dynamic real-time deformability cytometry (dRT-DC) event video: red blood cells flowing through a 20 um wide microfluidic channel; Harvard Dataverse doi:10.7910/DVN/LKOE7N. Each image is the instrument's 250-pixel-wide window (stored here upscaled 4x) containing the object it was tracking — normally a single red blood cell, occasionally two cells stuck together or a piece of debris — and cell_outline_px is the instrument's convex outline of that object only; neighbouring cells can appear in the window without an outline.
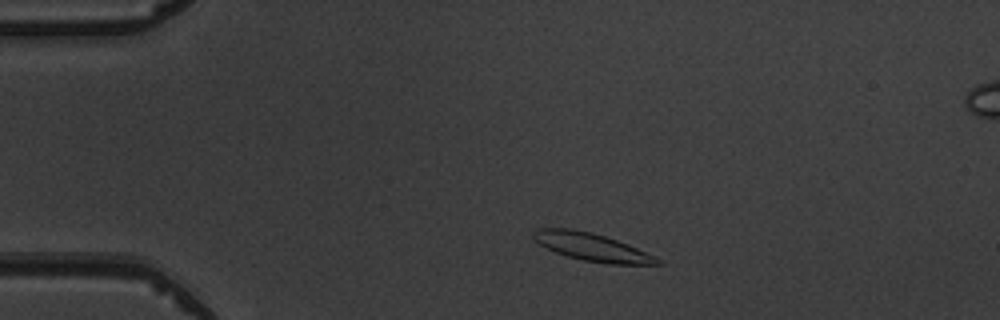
{"species": "common noctule bat (a hibernating species)", "species_latin": "Nyctalus noctula", "temperature_condition": "warm", "stored_images_in_passage": 4, "camera_frame_rate_fps": 3000, "um_per_image_px": 0.085, "animal": {"sex": "male", "body_mass_g": 19.5, "forearm_length_mm": 54.6}, "frame": {"image": 1, "passage_image": 2, "time_ms": 1.0, "image_size_px": [1000, 320], "cell_outline_px": [[664, 264], [608, 264], [584, 260], [568, 256], [556, 252], [532, 240], [532, 232], [536, 228], [572, 228], [592, 232], [628, 244], [660, 260]], "centroid_in_image_um": [50.23, 20.98], "position_along_channel_um": 34.8, "area_um2": 19.83}}